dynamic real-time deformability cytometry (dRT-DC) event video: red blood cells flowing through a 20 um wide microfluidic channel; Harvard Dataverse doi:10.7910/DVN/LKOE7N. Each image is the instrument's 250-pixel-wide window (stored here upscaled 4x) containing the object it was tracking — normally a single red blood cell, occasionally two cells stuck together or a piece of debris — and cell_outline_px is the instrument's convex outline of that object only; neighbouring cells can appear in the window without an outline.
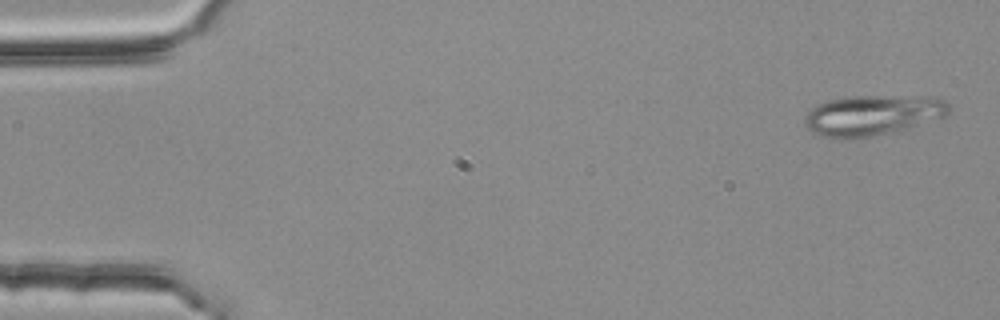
{"species": "common noctule bat (a hibernating species)", "species_latin": "Nyctalus noctula", "temperature_condition": "room temperature", "stored_images_in_passage": 5, "camera_frame_rate_fps": 3000, "um_per_image_px": 0.085, "animal": {"sex": "female", "body_mass_g": 25.1}, "frame": {"image": 1, "passage_image": 1, "time_ms": 0.0, "image_size_px": [1000, 320], "cell_outline_px": [[948, 112], [944, 116], [904, 128], [872, 136], [848, 140], [836, 140], [820, 136], [812, 132], [804, 124], [804, 116], [812, 108], [820, 104], [832, 100], [848, 96], [884, 96], [948, 100]], "centroid_in_image_um": [74.02, 9.83], "position_along_channel_um": 11.0, "area_um2": 33.18}}